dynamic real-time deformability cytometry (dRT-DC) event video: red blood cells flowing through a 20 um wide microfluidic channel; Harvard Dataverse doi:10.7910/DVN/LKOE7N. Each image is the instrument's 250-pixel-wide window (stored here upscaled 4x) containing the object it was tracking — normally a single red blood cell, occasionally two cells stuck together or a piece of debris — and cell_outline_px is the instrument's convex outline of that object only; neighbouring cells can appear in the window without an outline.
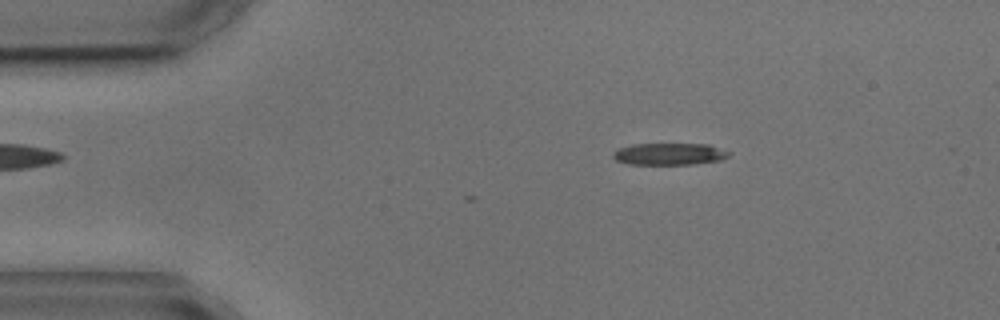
{"species": "common noctule bat (a hibernating species)", "species_latin": "Nyctalus noctula", "temperature_condition": "cold", "stored_images_in_passage": 3, "camera_frame_rate_fps": 3000, "um_per_image_px": 0.085, "animal": {"sex": "male", "body_mass_g": 17.9, "forearm_length_mm": 54.2}, "frame": {"image": 1, "passage_image": 1, "time_ms": 0.0, "image_size_px": [1000, 320], "cell_outline_px": [[732, 152], [728, 156], [720, 160], [692, 164], [628, 164], [616, 160], [612, 156], [612, 152], [620, 148], [632, 144], [708, 144]], "centroid_in_image_um": [56.89, 13.08], "position_along_channel_um": 28.1, "area_um2": 14.74}}
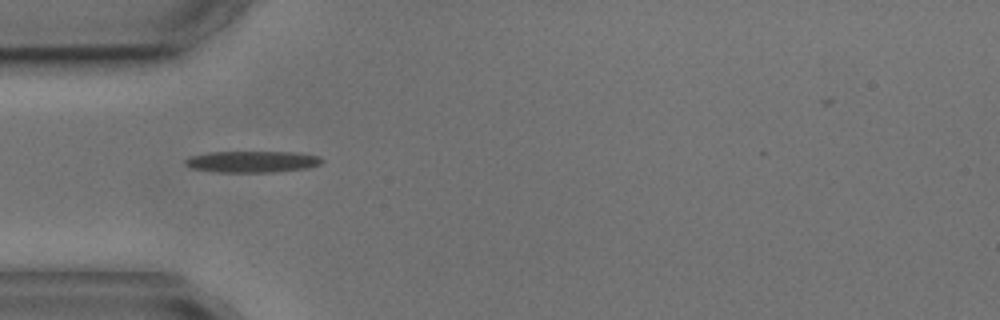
{"frame": {"image": 2, "passage_image": 3, "time_ms": 2.333, "image_size_px": [1000, 320], "cell_outline_px": [[324, 160], [320, 164], [308, 168], [272, 172], [220, 172], [192, 168], [184, 164], [184, 160], [192, 156], [208, 152], [296, 152], [320, 156]], "centroid_in_image_um": [21.47, 13.74], "position_along_channel_um": 63.5, "area_um2": 17.05}}